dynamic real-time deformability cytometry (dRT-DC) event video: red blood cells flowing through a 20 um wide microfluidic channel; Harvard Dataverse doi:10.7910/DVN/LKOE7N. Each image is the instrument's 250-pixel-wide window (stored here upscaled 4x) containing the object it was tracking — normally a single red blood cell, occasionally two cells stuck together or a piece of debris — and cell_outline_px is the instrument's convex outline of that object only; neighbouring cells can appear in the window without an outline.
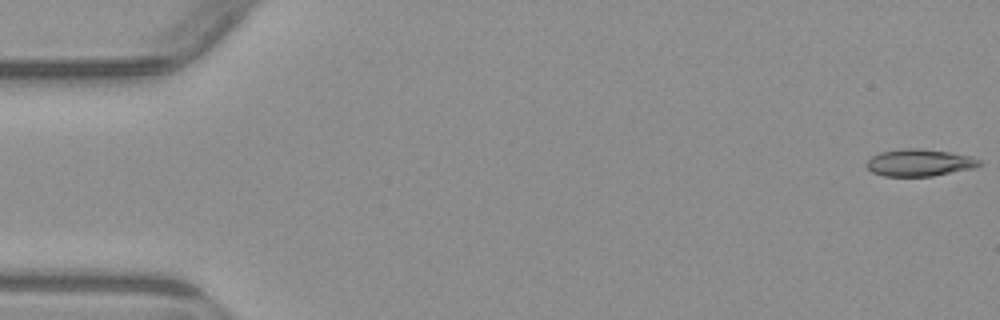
{"species": "common noctule bat (a hibernating species)", "species_latin": "Nyctalus noctula", "temperature_condition": "warm", "stored_images_in_passage": 5, "camera_frame_rate_fps": 3000, "um_per_image_px": 0.085, "animal": {"sex": "male", "body_mass_g": 23.1, "forearm_length_mm": 52.7}, "frame": {"image": 1, "passage_image": 1, "time_ms": 0.0, "image_size_px": [1000, 320], "cell_outline_px": [[984, 164], [976, 168], [932, 176], [884, 176], [872, 172], [864, 164], [872, 156], [880, 152], [908, 148], [920, 148], [952, 152], [972, 156], [980, 160]], "centroid_in_image_um": [78.2, 13.82], "position_along_channel_um": 6.8, "area_um2": 18.03}}
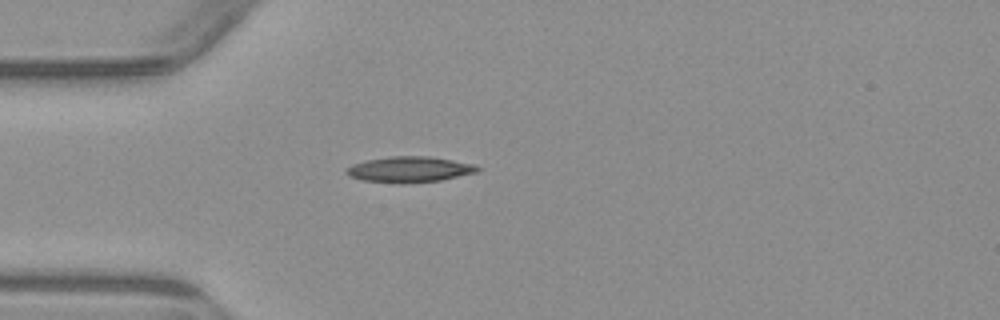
{"frame": {"image": 2, "passage_image": 5, "time_ms": 4.667, "image_size_px": [1000, 320], "cell_outline_px": [[480, 168], [476, 172], [440, 180], [400, 184], [364, 180], [348, 176], [344, 172], [344, 168], [352, 164], [368, 160], [392, 156], [428, 156], [476, 164]], "centroid_in_image_um": [34.76, 14.4], "position_along_channel_um": 50.2, "area_um2": 19.65}}